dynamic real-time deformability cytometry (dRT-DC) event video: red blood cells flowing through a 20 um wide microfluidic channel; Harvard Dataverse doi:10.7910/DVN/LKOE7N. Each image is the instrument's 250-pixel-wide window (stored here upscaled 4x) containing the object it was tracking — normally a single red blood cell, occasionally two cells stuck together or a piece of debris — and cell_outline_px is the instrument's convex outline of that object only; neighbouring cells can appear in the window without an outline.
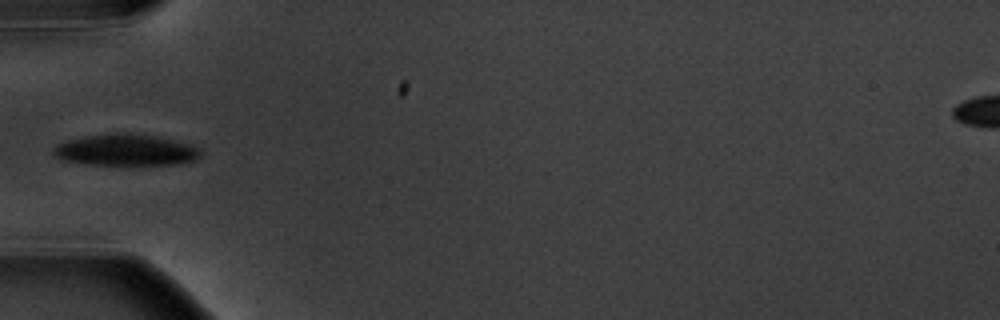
{"species": "common noctule bat (a hibernating species)", "species_latin": "Nyctalus noctula", "temperature_condition": "warm", "stored_images_in_passage": 5, "camera_frame_rate_fps": 3000, "um_per_image_px": 0.085, "animal": {"sex": "male", "body_mass_g": 20.1, "forearm_length_mm": 53.5}, "frame": {"image": 1, "passage_image": 5, "time_ms": 5.333, "image_size_px": [1000, 320], "cell_outline_px": [[204, 152], [196, 160], [180, 164], [88, 164], [60, 160], [52, 152], [60, 144], [68, 140], [88, 136], [124, 132], [152, 136], [192, 144], [200, 148]], "centroid_in_image_um": [10.76, 12.76], "position_along_channel_um": 74.2, "area_um2": 26.65}}